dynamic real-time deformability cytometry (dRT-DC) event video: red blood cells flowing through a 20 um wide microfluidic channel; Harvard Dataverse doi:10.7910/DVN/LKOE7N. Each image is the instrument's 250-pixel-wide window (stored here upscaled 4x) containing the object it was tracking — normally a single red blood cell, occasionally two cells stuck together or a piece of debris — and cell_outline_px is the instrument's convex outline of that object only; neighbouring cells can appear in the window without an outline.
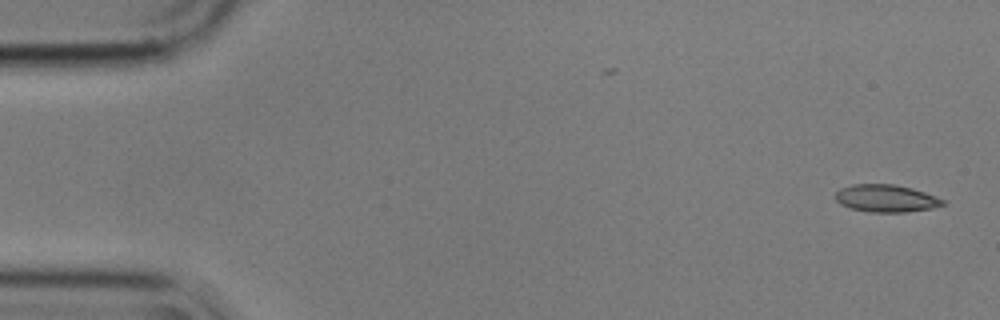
{"species": "common noctule bat (a hibernating species)", "species_latin": "Nyctalus noctula", "temperature_condition": "cold", "stored_images_in_passage": 55, "camera_frame_rate_fps": 3000, "um_per_image_px": 0.085, "animal": {"sex": "male", "body_mass_g": 17.9}, "frame": {"image": 1, "passage_image": 1, "time_ms": 0.0, "image_size_px": [1000, 320], "cell_outline_px": [[948, 204], [932, 208], [904, 212], [868, 212], [852, 208], [840, 204], [836, 200], [836, 192], [840, 188], [852, 184], [896, 184], [912, 188], [948, 200]], "centroid_in_image_um": [75.37, 16.85], "position_along_channel_um": 9.6, "area_um2": 17.34}}
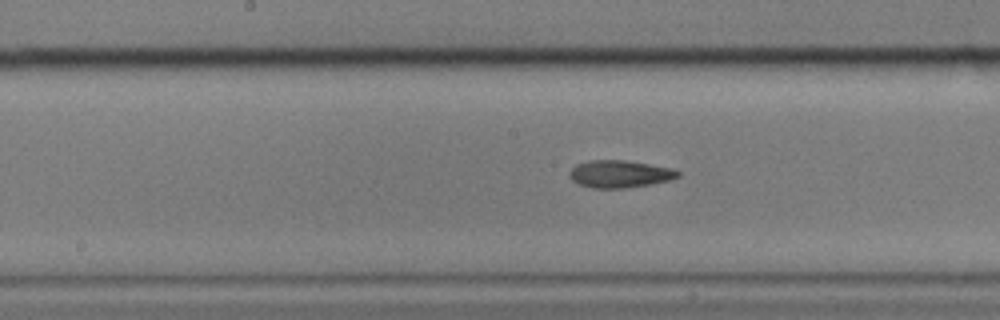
{"frame": {"image": 2, "passage_image": 27, "time_ms": 8.667, "image_size_px": [1000, 320], "cell_outline_px": [[680, 176], [672, 180], [652, 184], [624, 188], [592, 188], [580, 184], [572, 180], [568, 176], [568, 172], [576, 164], [592, 160], [624, 160], [672, 168], [680, 172]], "centroid_in_image_um": [52.68, 14.79], "position_along_channel_um": 195.5, "area_um2": 17.34}}
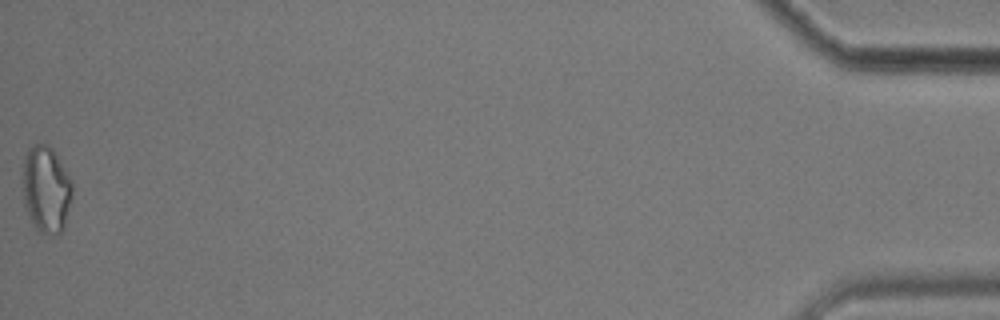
{"frame": {"image": 3, "passage_image": 55, "time_ms": 18.0, "image_size_px": [1000, 320], "cell_outline_px": [[72, 196], [64, 228], [56, 236], [52, 236], [36, 232], [32, 224], [24, 204], [24, 156], [28, 148], [32, 144], [48, 144], [56, 152], [72, 180]], "centroid_in_image_um": [3.94, 16.11], "position_along_channel_um": 431.3, "area_um2": 25.49}, "authors_computed_cell_mechanics": {"area_um2": 17.34, "velocity_mm_per_s": 3.5632, "shape_relaxation_time_tau1_ms": null, "shape_relaxation_time_tau2_ms": 5.9864, "deformation_change_tau1": null, "deformation_change_tau2": 0.1463}}